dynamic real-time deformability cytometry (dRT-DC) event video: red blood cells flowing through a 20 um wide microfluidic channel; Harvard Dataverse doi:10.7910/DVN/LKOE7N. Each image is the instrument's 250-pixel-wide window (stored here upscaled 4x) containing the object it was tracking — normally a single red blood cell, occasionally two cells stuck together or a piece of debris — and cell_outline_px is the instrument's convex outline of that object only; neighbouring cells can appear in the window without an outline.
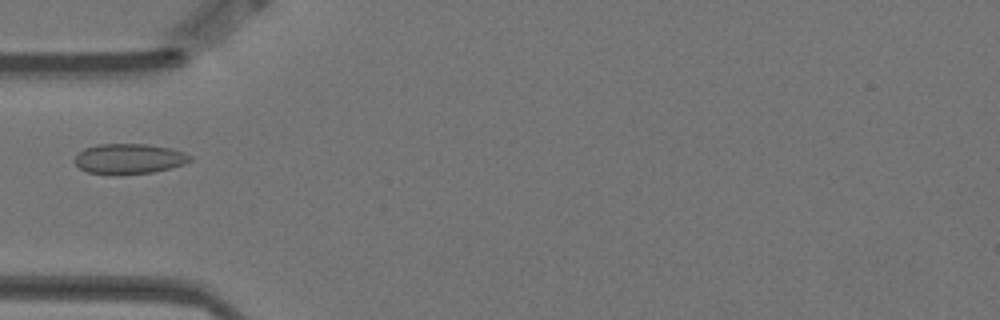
{"species": "Egyptian fruit bat (a non-hibernating species)", "species_latin": "Rousettus aegyptiacus", "temperature_condition": "warm", "stored_images_in_passage": 7, "camera_frame_rate_fps": 3000, "um_per_image_px": 0.085, "animal": {"sex": "female"}, "frame": {"image": 1, "passage_image": 4, "time_ms": 1.0, "image_size_px": [1000, 320], "cell_outline_px": [[192, 160], [184, 164], [172, 168], [156, 172], [116, 176], [108, 176], [88, 172], [80, 168], [72, 160], [84, 148], [100, 144], [148, 144], [172, 148], [184, 152], [192, 156]], "centroid_in_image_um": [10.98, 13.52], "position_along_channel_um": 74.0, "area_um2": 20.92}}
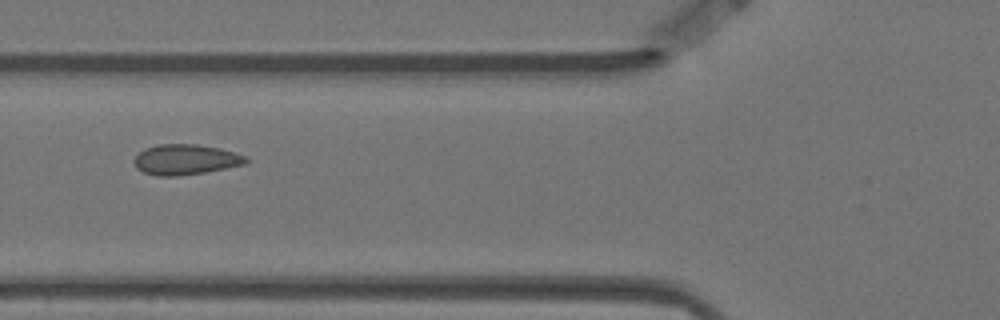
{"frame": {"image": 2, "passage_image": 5, "time_ms": 1.333, "image_size_px": [1000, 320], "cell_outline_px": [[252, 160], [244, 164], [204, 172], [180, 176], [156, 176], [144, 172], [136, 168], [132, 160], [144, 148], [160, 144], [196, 144], [220, 148], [248, 156]], "centroid_in_image_um": [15.78, 13.56], "position_along_channel_um": 110.0, "area_um2": 19.94}}
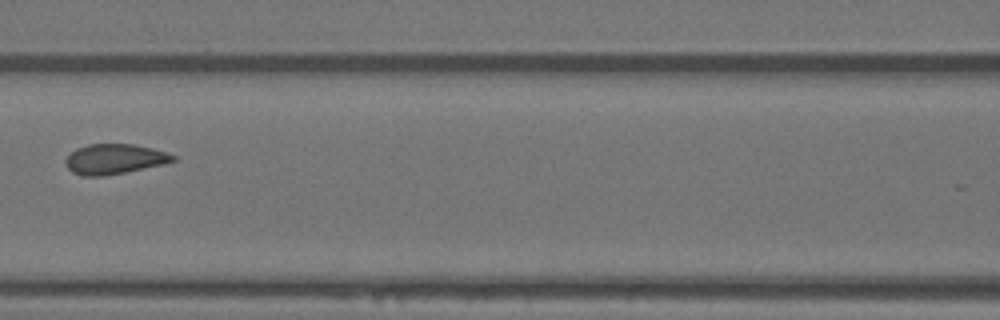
{"frame": {"image": 3, "passage_image": 6, "time_ms": 1.667, "image_size_px": [1000, 320], "cell_outline_px": [[176, 160], [164, 164], [104, 176], [84, 176], [72, 172], [68, 168], [64, 160], [76, 148], [88, 144], [132, 144], [152, 148], [176, 156]], "centroid_in_image_um": [9.71, 13.52], "position_along_channel_um": 156.9, "area_um2": 18.67}}